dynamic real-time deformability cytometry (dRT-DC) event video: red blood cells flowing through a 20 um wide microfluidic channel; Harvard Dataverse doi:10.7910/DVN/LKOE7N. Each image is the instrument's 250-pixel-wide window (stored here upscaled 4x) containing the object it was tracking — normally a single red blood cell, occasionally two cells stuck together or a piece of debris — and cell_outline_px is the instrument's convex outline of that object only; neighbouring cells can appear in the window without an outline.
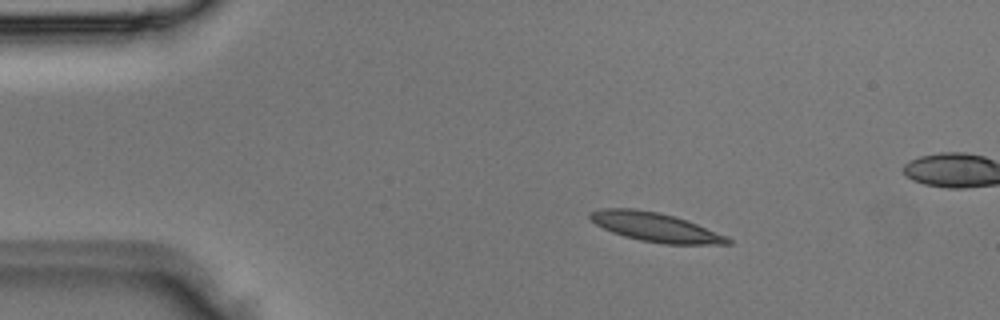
{"species": "Egyptian fruit bat (a non-hibernating species)", "species_latin": "Rousettus aegyptiacus", "temperature_condition": "room temperature", "stored_images_in_passage": 3, "camera_frame_rate_fps": 3000, "um_per_image_px": 0.085, "animal": {"sex": "male"}, "frame": {"image": 1, "passage_image": 2, "time_ms": 0.333, "image_size_px": [1000, 320], "cell_outline_px": [[732, 244], [664, 244], [640, 240], [624, 236], [612, 232], [596, 224], [588, 216], [588, 212], [600, 208], [636, 208], [656, 212], [672, 216], [696, 224], [728, 236], [732, 240]], "centroid_in_image_um": [55.68, 19.3], "position_along_channel_um": 29.3, "area_um2": 23.12}}